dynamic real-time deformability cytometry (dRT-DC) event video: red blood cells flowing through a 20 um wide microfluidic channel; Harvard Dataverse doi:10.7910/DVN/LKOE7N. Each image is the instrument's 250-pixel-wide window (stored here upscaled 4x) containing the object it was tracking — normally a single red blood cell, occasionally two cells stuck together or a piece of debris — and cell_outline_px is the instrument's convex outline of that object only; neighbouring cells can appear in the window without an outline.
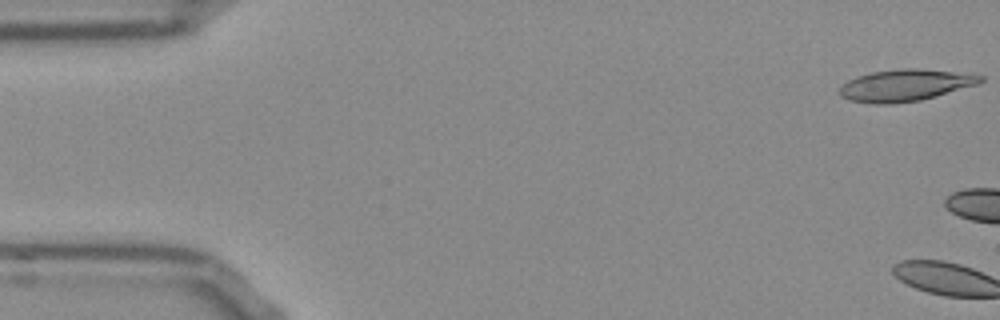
{"species": "Egyptian fruit bat (a non-hibernating species)", "species_latin": "Rousettus aegyptiacus", "temperature_condition": "room temperature", "stored_images_in_passage": 3, "camera_frame_rate_fps": 3000, "um_per_image_px": 0.085, "frame": {"image": 1, "passage_image": 1, "time_ms": 0.0, "image_size_px": [1000, 320], "cell_outline_px": [[984, 80], [976, 84], [920, 100], [892, 104], [872, 104], [848, 100], [840, 96], [840, 88], [848, 80], [856, 76], [872, 72], [904, 68], [916, 68], [952, 72], [984, 76]], "centroid_in_image_um": [76.87, 7.26], "position_along_channel_um": 8.1, "area_um2": 25.66}}